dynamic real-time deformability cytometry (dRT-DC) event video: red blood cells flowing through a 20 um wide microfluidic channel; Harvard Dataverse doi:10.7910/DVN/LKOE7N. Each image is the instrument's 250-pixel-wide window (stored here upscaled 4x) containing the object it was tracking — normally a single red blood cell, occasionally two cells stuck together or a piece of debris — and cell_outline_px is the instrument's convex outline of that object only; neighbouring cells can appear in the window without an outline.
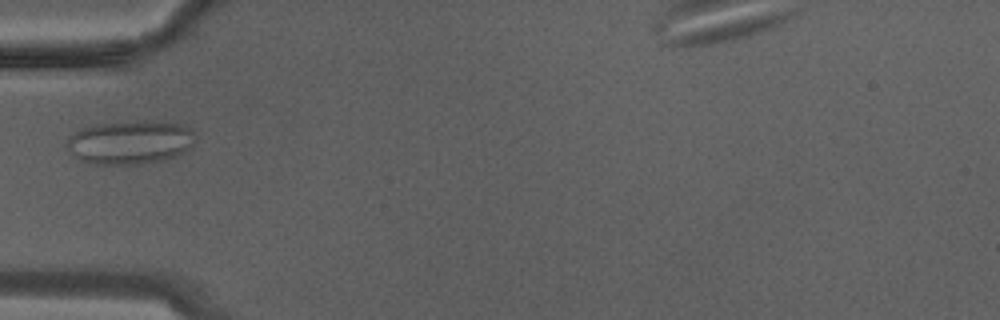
{"species": "Egyptian fruit bat (a non-hibernating species)", "species_latin": "Rousettus aegyptiacus", "temperature_condition": "warm", "stored_images_in_passage": 11, "camera_frame_rate_fps": 3000, "um_per_image_px": 0.085, "animal": {"sex": "male"}, "frame": {"image": 1, "passage_image": 8, "time_ms": 2.333, "image_size_px": [1000, 320], "cell_outline_px": [[196, 132], [192, 144], [184, 152], [164, 160], [136, 164], [96, 164], [84, 160], [76, 156], [68, 148], [68, 140], [76, 132], [84, 128], [100, 124], [184, 124]], "centroid_in_image_um": [11.11, 12.14], "position_along_channel_um": 73.9, "area_um2": 30.92}}
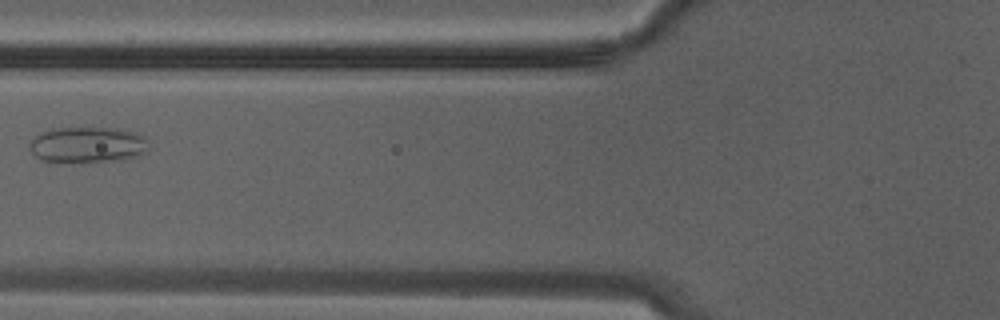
{"frame": {"image": 2, "passage_image": 10, "time_ms": 3.0, "image_size_px": [1000, 320], "cell_outline_px": [[148, 152], [140, 156], [128, 160], [84, 164], [80, 164], [40, 160], [28, 148], [28, 144], [40, 132], [48, 128], [116, 128], [132, 132], [144, 136], [148, 140]], "centroid_in_image_um": [7.47, 12.35], "position_along_channel_um": 118.3, "area_um2": 26.01}}